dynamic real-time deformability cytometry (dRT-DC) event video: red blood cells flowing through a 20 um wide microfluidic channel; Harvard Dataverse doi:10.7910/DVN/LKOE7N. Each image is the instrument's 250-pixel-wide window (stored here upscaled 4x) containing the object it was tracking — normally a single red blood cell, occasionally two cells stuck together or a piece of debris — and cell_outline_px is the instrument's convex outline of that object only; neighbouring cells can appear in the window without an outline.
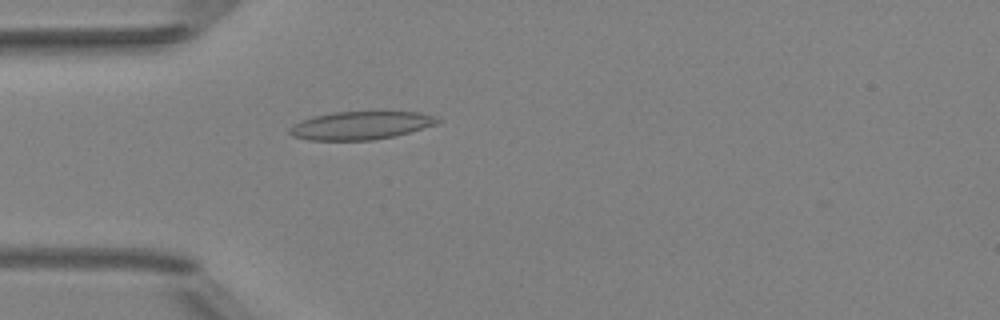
{"species": "Egyptian fruit bat (a non-hibernating species)", "species_latin": "Rousettus aegyptiacus", "temperature_condition": "room temperature", "stored_images_in_passage": 5, "camera_frame_rate_fps": 3000, "um_per_image_px": 0.085, "animal": {"sex": "female"}, "frame": {"image": 1, "passage_image": 5, "time_ms": 4.667, "image_size_px": [1000, 320], "cell_outline_px": [[440, 120], [436, 124], [396, 136], [372, 140], [308, 140], [292, 136], [288, 132], [288, 128], [292, 124], [300, 120], [312, 116], [332, 112], [420, 112], [432, 116]], "centroid_in_image_um": [30.58, 10.67], "position_along_channel_um": 54.4, "area_um2": 24.28}}